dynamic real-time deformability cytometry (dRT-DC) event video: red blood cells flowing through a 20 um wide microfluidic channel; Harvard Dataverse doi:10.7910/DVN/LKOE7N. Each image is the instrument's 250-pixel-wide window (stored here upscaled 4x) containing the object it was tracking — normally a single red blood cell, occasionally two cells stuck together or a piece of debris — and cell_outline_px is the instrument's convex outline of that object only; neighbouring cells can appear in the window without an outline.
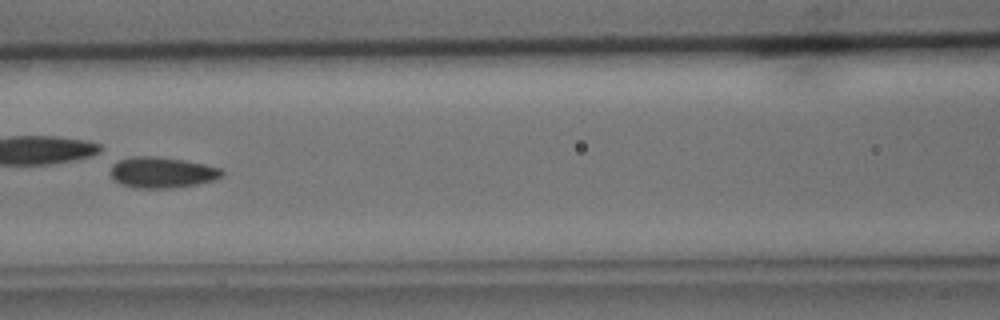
{"species": "common noctule bat (a hibernating species)", "species_latin": "Nyctalus noctula", "temperature_condition": "cold", "stored_images_in_passage": 39, "camera_frame_rate_fps": 3000, "um_per_image_px": 0.085, "animal": {"sex": "male", "body_mass_g": 15.6}, "frame": {"image": 1, "passage_image": 17, "time_ms": 5.333, "image_size_px": [1000, 320], "cell_outline_px": [[224, 176], [216, 180], [196, 184], [172, 188], [136, 188], [120, 184], [112, 176], [112, 164], [120, 160], [132, 156], [156, 156], [184, 160], [204, 164], [220, 168], [224, 172]], "centroid_in_image_um": [13.81, 14.66], "position_along_channel_um": 152.8, "area_um2": 20.06}, "authors_computed_cell_mechanics": {"area_um2": 19.652, "velocity_mm_per_s": 3.9395, "shape_relaxation_time_tau1_ms": 0.9689, "shape_relaxation_time_tau2_ms": 1.1276, "deformation_change_tau1": 0.1889, "deformation_change_tau2": 0.081}}